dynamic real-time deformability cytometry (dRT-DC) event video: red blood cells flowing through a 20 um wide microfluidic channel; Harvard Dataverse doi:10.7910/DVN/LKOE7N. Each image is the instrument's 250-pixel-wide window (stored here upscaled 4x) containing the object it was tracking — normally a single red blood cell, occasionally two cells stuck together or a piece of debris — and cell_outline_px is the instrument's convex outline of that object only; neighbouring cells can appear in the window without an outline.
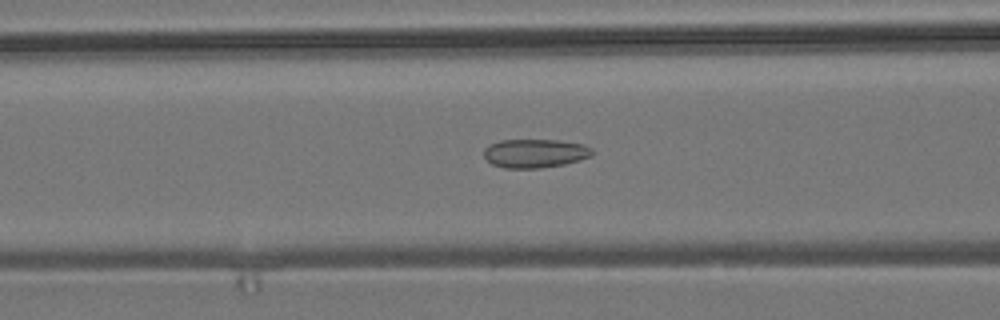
{"species": "common noctule bat (a hibernating species)", "species_latin": "Nyctalus noctula", "temperature_condition": "room temperature", "stored_images_in_passage": 44, "camera_frame_rate_fps": 3000, "um_per_image_px": 0.085, "animal": {"sex": "male", "body_mass_g": 19.2, "forearm_length_mm": 51.8}, "frame": {"image": 1, "passage_image": 11, "time_ms": 3.333, "image_size_px": [1000, 320], "cell_outline_px": [[592, 156], [580, 160], [564, 164], [540, 168], [504, 168], [492, 164], [484, 156], [484, 148], [488, 144], [500, 140], [560, 140], [584, 144], [592, 148]], "centroid_in_image_um": [45.47, 13.02], "position_along_channel_um": 121.1, "area_um2": 18.26}}
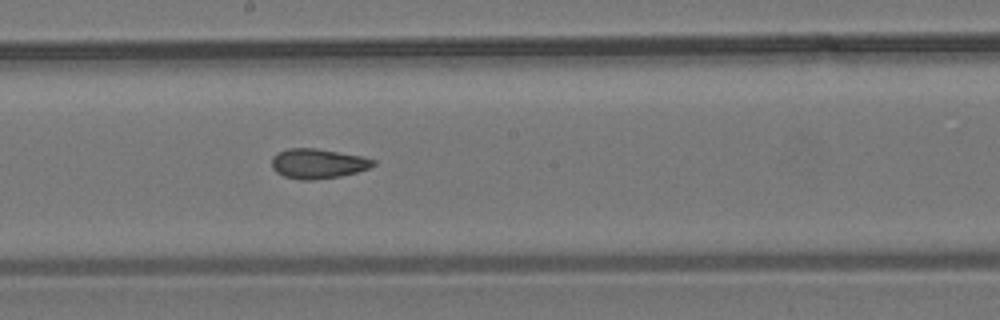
{"frame": {"image": 2, "passage_image": 19, "time_ms": 6.0, "image_size_px": [1000, 320], "cell_outline_px": [[376, 164], [368, 168], [356, 172], [340, 176], [312, 180], [300, 180], [284, 176], [276, 172], [272, 168], [272, 156], [288, 148], [316, 148], [364, 156], [376, 160]], "centroid_in_image_um": [27.03, 13.9], "position_along_channel_um": 221.2, "area_um2": 17.69}}
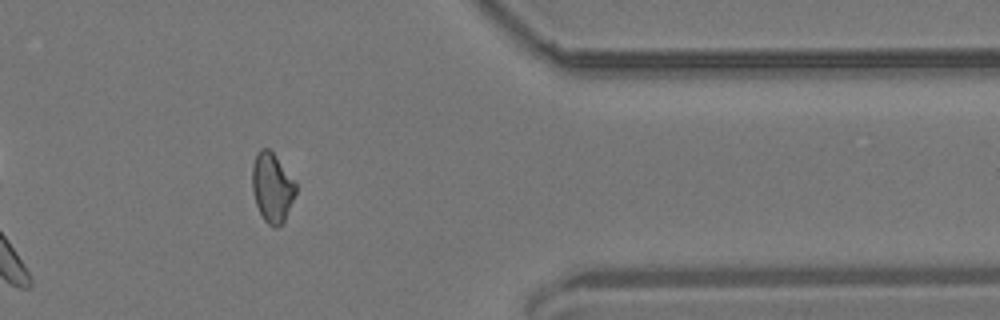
{"frame": {"image": 3, "passage_image": 34, "time_ms": 11.0, "image_size_px": [1000, 320], "cell_outline_px": [[296, 192], [284, 220], [276, 228], [268, 224], [264, 220], [256, 204], [252, 188], [252, 164], [256, 152], [260, 148], [268, 148], [272, 152], [296, 180]], "centroid_in_image_um": [23.12, 15.9], "position_along_channel_um": 388.3, "area_um2": 17.63}, "authors_computed_cell_mechanics": {"area_um2": 17.7157, "velocity_mm_per_s": 3.7417, "shape_relaxation_time_tau1_ms": null, "shape_relaxation_time_tau2_ms": 2.169, "deformation_change_tau1": null, "deformation_change_tau2": 0.0778}}